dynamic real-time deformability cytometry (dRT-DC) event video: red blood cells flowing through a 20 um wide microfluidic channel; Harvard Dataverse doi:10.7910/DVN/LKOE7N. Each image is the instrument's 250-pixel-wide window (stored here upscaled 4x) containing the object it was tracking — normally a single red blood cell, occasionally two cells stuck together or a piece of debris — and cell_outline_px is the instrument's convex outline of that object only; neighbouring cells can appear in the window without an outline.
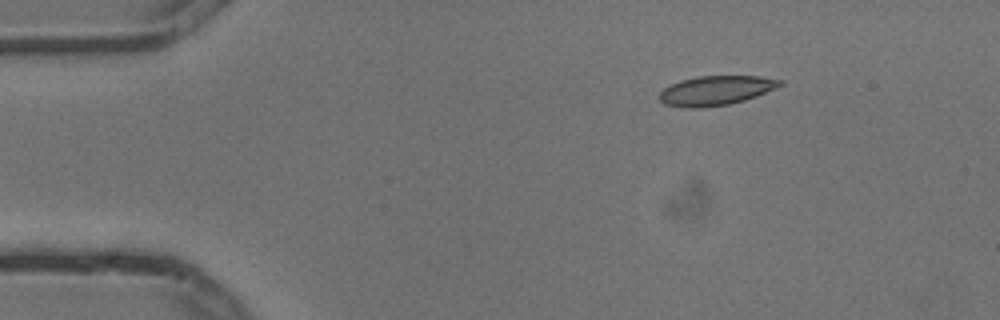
{"species": "common noctule bat (a hibernating species)", "species_latin": "Nyctalus noctula", "temperature_condition": "cold", "stored_images_in_passage": 5, "camera_frame_rate_fps": 3000, "um_per_image_px": 0.085, "animal": {"sex": "male", "body_mass_g": 13.3}, "frame": {"image": 1, "passage_image": 3, "time_ms": 0.667, "image_size_px": [1000, 320], "cell_outline_px": [[784, 84], [776, 88], [756, 96], [744, 100], [728, 104], [700, 108], [692, 108], [664, 104], [660, 100], [660, 92], [664, 88], [680, 80], [696, 76], [760, 76], [784, 80]], "centroid_in_image_um": [60.88, 7.68], "position_along_channel_um": 24.1, "area_um2": 20.63}}